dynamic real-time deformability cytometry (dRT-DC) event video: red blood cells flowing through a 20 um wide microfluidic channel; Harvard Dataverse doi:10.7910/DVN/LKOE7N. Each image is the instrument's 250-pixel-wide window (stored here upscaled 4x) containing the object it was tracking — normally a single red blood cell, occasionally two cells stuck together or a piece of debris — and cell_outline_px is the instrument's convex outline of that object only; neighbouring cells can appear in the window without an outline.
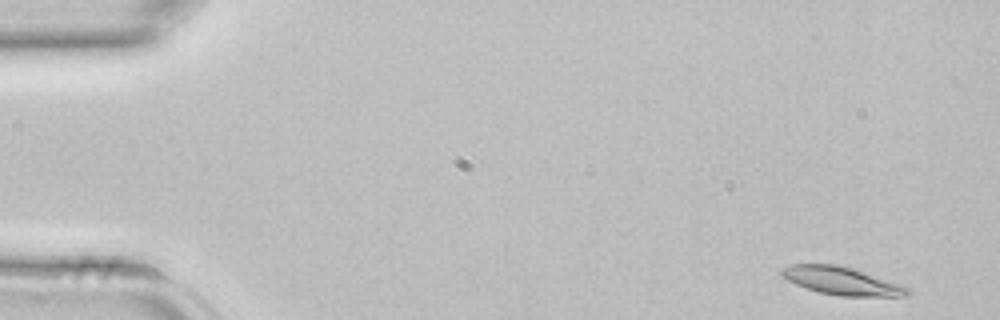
{"species": "common noctule bat (a hibernating species)", "species_latin": "Nyctalus noctula", "temperature_condition": "room temperature", "stored_images_in_passage": 41, "camera_frame_rate_fps": 3000, "um_per_image_px": 0.085, "animal": {"sex": "female", "body_mass_g": 22.7, "forearm_length_mm": 54.2}, "frame": {"image": 1, "passage_image": 1, "time_ms": 0.0, "image_size_px": [1000, 320], "cell_outline_px": [[912, 292], [908, 296], [840, 296], [820, 292], [796, 284], [780, 276], [780, 268], [792, 264], [836, 264], [852, 268], [904, 284]], "centroid_in_image_um": [71.58, 23.87], "position_along_channel_um": 13.4, "area_um2": 20.63}}
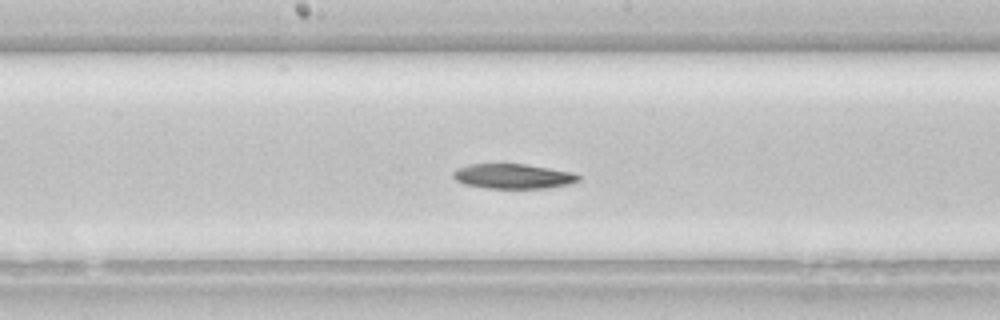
{"frame": {"image": 2, "passage_image": 21, "time_ms": 6.667, "image_size_px": [1000, 320], "cell_outline_px": [[580, 180], [572, 184], [548, 188], [484, 188], [464, 184], [456, 180], [452, 176], [452, 172], [456, 168], [468, 164], [524, 164], [572, 172], [580, 176]], "centroid_in_image_um": [43.6, 14.99], "position_along_channel_um": 204.6, "area_um2": 18.26}}
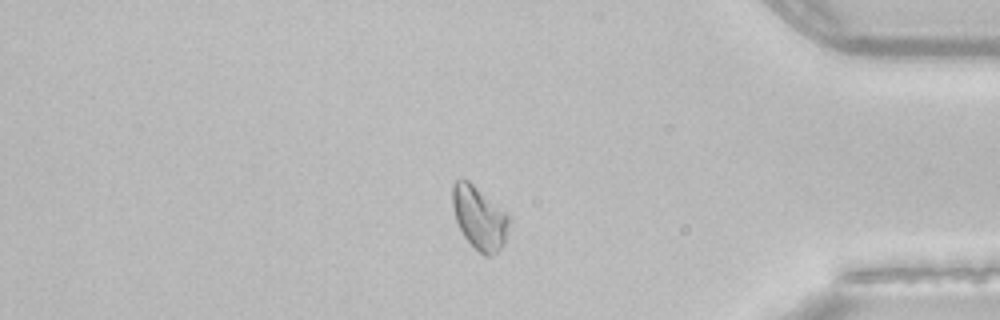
{"frame": {"image": 3, "passage_image": 35, "time_ms": 11.333, "image_size_px": [1000, 320], "cell_outline_px": [[508, 224], [504, 244], [492, 256], [484, 256], [464, 236], [456, 220], [452, 204], [452, 184], [456, 180], [468, 180], [508, 212]], "centroid_in_image_um": [40.74, 18.49], "position_along_channel_um": 394.5, "area_um2": 20.58}}